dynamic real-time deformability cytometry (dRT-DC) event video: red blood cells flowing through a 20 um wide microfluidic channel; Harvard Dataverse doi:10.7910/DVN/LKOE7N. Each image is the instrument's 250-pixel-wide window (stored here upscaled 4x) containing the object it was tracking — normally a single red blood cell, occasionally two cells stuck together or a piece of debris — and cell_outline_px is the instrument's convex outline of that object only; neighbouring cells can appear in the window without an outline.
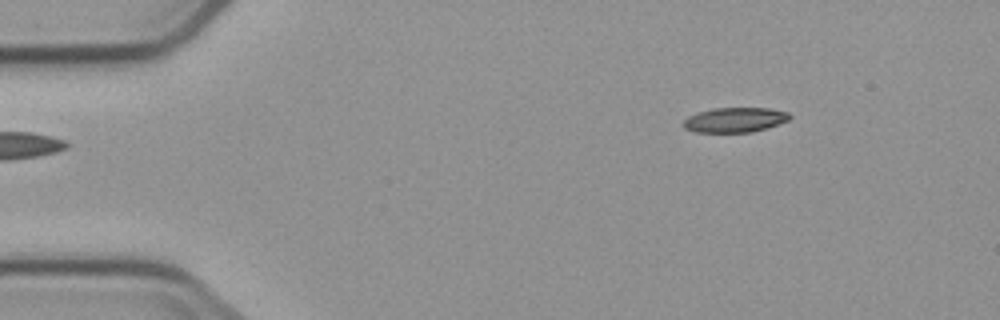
{"species": "common noctule bat (a hibernating species)", "species_latin": "Nyctalus noctula", "temperature_condition": "cold", "stored_images_in_passage": 2, "camera_frame_rate_fps": 3000, "um_per_image_px": 0.085, "animal": {"sex": "male", "body_mass_g": 23.1, "forearm_length_mm": 52.7}, "frame": {"image": 1, "passage_image": 2, "time_ms": 1.0, "image_size_px": [1000, 320], "cell_outline_px": [[792, 116], [788, 120], [780, 124], [752, 132], [696, 132], [684, 128], [680, 124], [688, 116], [712, 108], [768, 108], [788, 112]], "centroid_in_image_um": [62.46, 10.19], "position_along_channel_um": 22.5, "area_um2": 15.43}}